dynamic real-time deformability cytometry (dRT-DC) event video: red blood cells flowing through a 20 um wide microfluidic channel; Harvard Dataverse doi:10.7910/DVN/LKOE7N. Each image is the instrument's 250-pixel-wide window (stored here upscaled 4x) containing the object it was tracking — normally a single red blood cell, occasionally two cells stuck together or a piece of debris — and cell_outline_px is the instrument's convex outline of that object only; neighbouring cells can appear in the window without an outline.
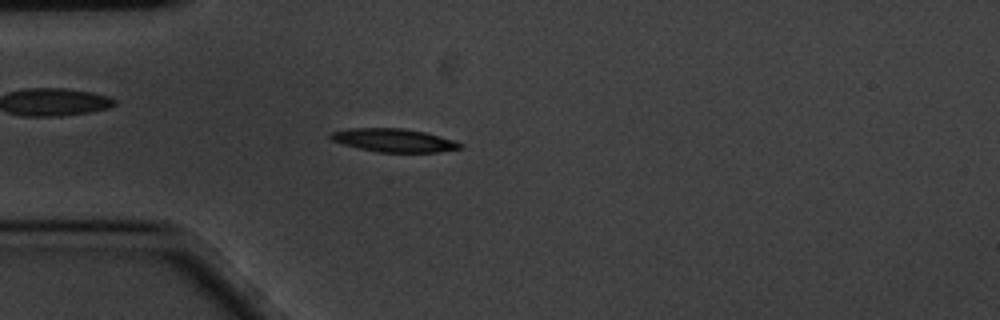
{"species": "common noctule bat (a hibernating species)", "species_latin": "Nyctalus noctula", "temperature_condition": "cold", "stored_images_in_passage": 58, "camera_frame_rate_fps": 3000, "um_per_image_px": 0.085, "animal": {"sex": "male", "body_mass_g": 20.1, "forearm_length_mm": 53.5}, "frame": {"image": 1, "passage_image": 15, "time_ms": 4.667, "image_size_px": [1000, 320], "cell_outline_px": [[460, 148], [436, 152], [376, 152], [344, 144], [332, 140], [328, 136], [332, 132], [348, 128], [400, 128], [424, 132], [440, 136], [452, 140], [460, 144]], "centroid_in_image_um": [33.42, 11.92], "position_along_channel_um": 51.6, "area_um2": 17.22}}
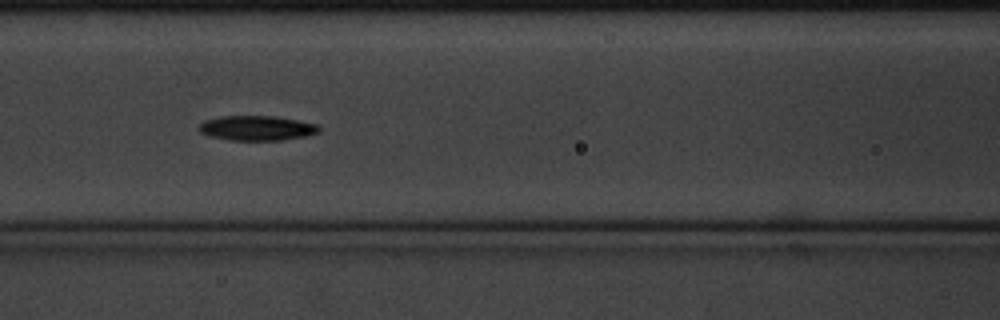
{"frame": {"image": 2, "passage_image": 24, "time_ms": 7.667, "image_size_px": [1000, 320], "cell_outline_px": [[320, 132], [304, 136], [284, 140], [228, 140], [208, 136], [200, 132], [196, 128], [204, 120], [220, 116], [272, 116], [296, 120], [316, 124], [320, 128]], "centroid_in_image_um": [21.77, 10.89], "position_along_channel_um": 144.8, "area_um2": 17.4}}
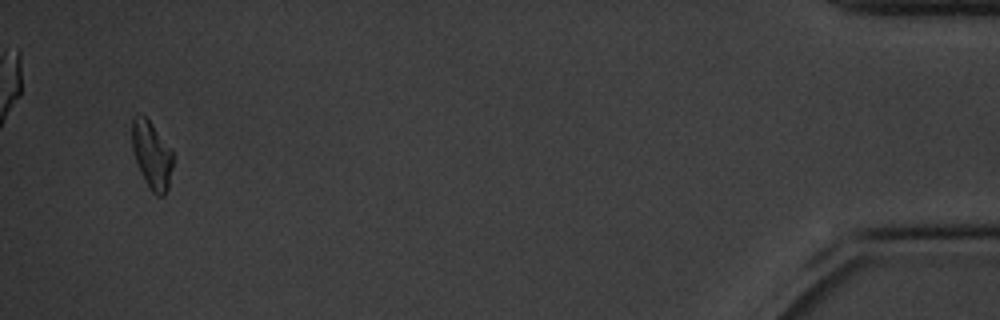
{"frame": {"image": 3, "passage_image": 56, "time_ms": 18.333, "image_size_px": [1000, 320], "cell_outline_px": [[176, 156], [168, 188], [164, 196], [156, 196], [152, 192], [144, 180], [140, 172], [132, 148], [132, 120], [140, 112], [152, 124], [172, 148]], "centroid_in_image_um": [12.95, 13.2], "position_along_channel_um": 422.3, "area_um2": 16.53}, "authors_computed_cell_mechanics": {"area_um2": 16.9643, "velocity_mm_per_s": 3.3614, "shape_relaxation_time_tau1_ms": 3.6524, "shape_relaxation_time_tau2_ms": null, "deformation_change_tau1": 0.115, "deformation_change_tau2": null}}